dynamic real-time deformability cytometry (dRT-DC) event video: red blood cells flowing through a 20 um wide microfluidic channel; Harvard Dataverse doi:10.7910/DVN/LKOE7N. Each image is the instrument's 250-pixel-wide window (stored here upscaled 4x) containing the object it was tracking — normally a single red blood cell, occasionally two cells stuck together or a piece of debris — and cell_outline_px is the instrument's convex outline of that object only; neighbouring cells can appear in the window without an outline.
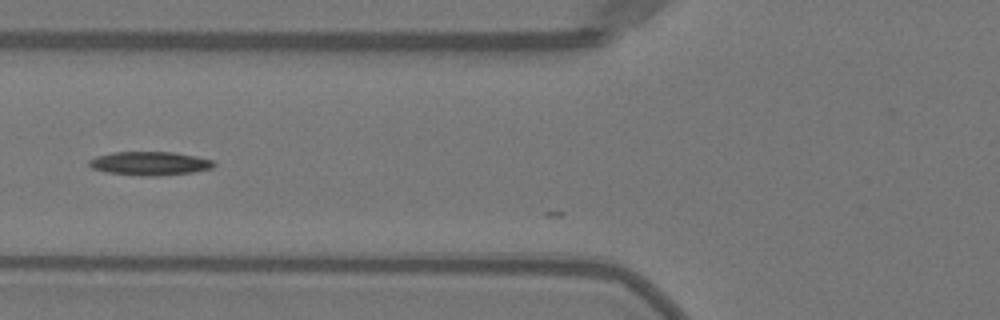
{"species": "Egyptian fruit bat (a non-hibernating species)", "species_latin": "Rousettus aegyptiacus", "temperature_condition": "warm", "stored_images_in_passage": 6, "camera_frame_rate_fps": 3000, "um_per_image_px": 0.085, "animal": {"sex": "female"}, "frame": {"image": 1, "passage_image": 5, "time_ms": 1.333, "image_size_px": [1000, 320], "cell_outline_px": [[216, 164], [212, 168], [192, 172], [156, 176], [140, 176], [108, 172], [92, 168], [88, 164], [88, 160], [96, 156], [112, 152], [172, 152], [196, 156], [212, 160]], "centroid_in_image_um": [12.72, 13.89], "position_along_channel_um": 113.1, "area_um2": 17.17}}